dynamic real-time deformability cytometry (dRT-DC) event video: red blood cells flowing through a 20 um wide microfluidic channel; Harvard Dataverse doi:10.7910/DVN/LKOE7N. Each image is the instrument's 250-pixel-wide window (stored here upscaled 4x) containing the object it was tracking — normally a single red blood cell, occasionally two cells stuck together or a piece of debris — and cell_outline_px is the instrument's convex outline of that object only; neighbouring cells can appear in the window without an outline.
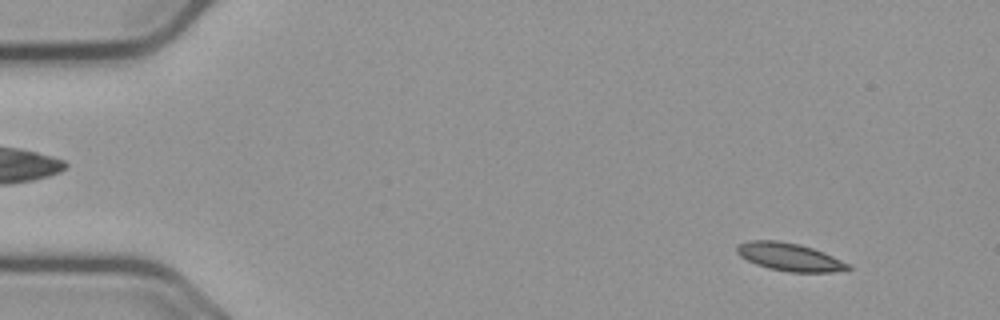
{"species": "common noctule bat (a hibernating species)", "species_latin": "Nyctalus noctula", "temperature_condition": "cold", "stored_images_in_passage": 55, "camera_frame_rate_fps": 3000, "um_per_image_px": 0.085, "animal": {"sex": "male", "body_mass_g": 23.1, "forearm_length_mm": 52.7}, "frame": {"image": 1, "passage_image": 5, "time_ms": 1.333, "image_size_px": [1000, 320], "cell_outline_px": [[852, 268], [832, 272], [788, 272], [768, 268], [756, 264], [740, 256], [736, 252], [736, 244], [748, 240], [776, 240], [800, 244], [824, 252], [848, 264]], "centroid_in_image_um": [67.05, 21.83], "position_along_channel_um": 17.9, "area_um2": 18.03}}
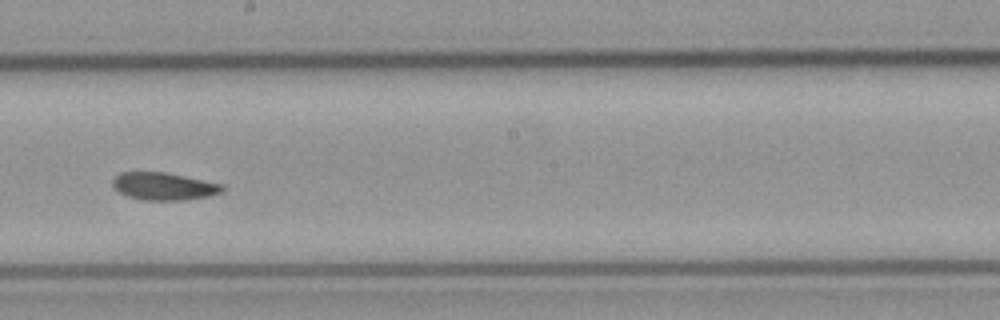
{"frame": {"image": 2, "passage_image": 31, "time_ms": 10.0, "image_size_px": [1000, 320], "cell_outline_px": [[224, 192], [208, 196], [184, 200], [140, 200], [128, 196], [120, 192], [112, 184], [112, 180], [120, 172], [164, 172], [224, 184]], "centroid_in_image_um": [13.95, 15.84], "position_along_channel_um": 234.3, "area_um2": 17.57}}
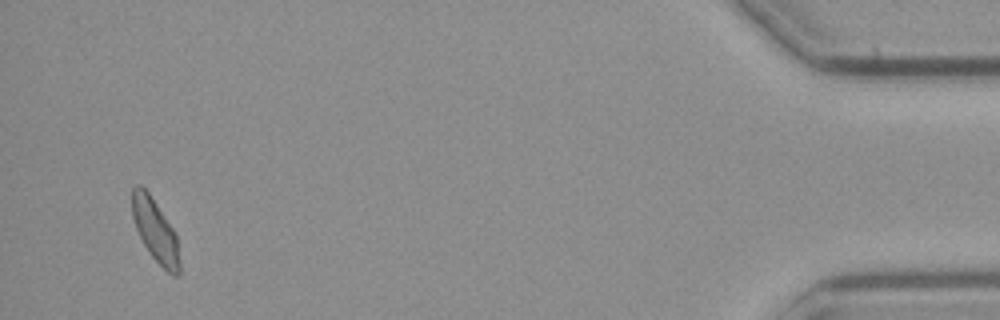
{"frame": {"image": 3, "passage_image": 53, "time_ms": 17.333, "image_size_px": [1000, 320], "cell_outline_px": [[180, 272], [176, 276], [168, 272], [148, 252], [136, 228], [132, 216], [132, 188], [136, 184], [140, 184], [148, 192], [176, 232], [180, 264]], "centroid_in_image_um": [13.2, 19.58], "position_along_channel_um": 422.0, "area_um2": 17.22}, "authors_computed_cell_mechanics": {"area_um2": 17.918, "velocity_mm_per_s": 3.6992, "shape_relaxation_time_tau1_ms": null, "shape_relaxation_time_tau2_ms": 4.1639, "deformation_change_tau1": null, "deformation_change_tau2": 0.096}}